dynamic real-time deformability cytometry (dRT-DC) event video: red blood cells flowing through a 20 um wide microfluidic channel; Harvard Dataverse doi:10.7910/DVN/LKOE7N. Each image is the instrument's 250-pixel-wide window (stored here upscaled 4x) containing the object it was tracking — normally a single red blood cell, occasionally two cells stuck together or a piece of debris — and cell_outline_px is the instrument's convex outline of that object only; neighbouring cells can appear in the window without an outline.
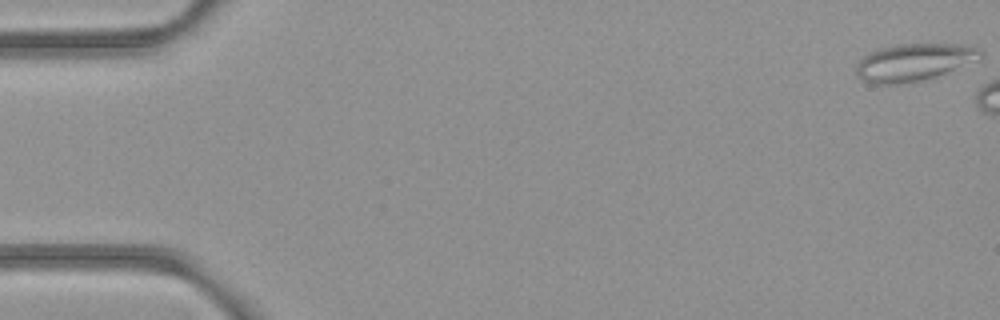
{"species": "common noctule bat (a hibernating species)", "species_latin": "Nyctalus noctula", "temperature_condition": "room temperature", "stored_images_in_passage": 6, "camera_frame_rate_fps": 3000, "um_per_image_px": 0.085, "animal": {"sex": "female", "body_mass_g": 21.9}, "frame": {"image": 1, "passage_image": 1, "time_ms": 0.0, "image_size_px": [1000, 320], "cell_outline_px": [[980, 56], [936, 76], [920, 80], [896, 84], [872, 84], [856, 76], [856, 64], [868, 52], [880, 48], [896, 44], [964, 44], [980, 48]], "centroid_in_image_um": [77.56, 5.28], "position_along_channel_um": 7.4, "area_um2": 26.41}}